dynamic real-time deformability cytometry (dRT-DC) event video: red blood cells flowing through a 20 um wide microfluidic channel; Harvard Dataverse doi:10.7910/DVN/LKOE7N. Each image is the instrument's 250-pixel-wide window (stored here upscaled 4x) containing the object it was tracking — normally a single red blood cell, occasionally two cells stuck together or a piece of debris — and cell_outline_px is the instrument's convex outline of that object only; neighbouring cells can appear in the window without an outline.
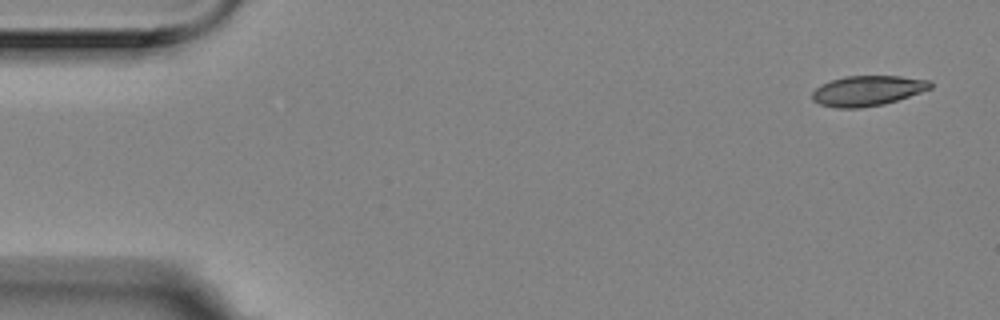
{"species": "Egyptian fruit bat (a non-hibernating species)", "species_latin": "Rousettus aegyptiacus", "temperature_condition": "room temperature", "stored_images_in_passage": 6, "camera_frame_rate_fps": 3000, "um_per_image_px": 0.085, "animal": {"sex": "female"}, "frame": {"image": 1, "passage_image": 1, "time_ms": 0.0, "image_size_px": [1000, 320], "cell_outline_px": [[932, 88], [884, 104], [860, 108], [836, 108], [820, 104], [812, 100], [812, 92], [820, 84], [844, 76], [900, 76], [928, 80], [932, 84]], "centroid_in_image_um": [73.7, 7.71], "position_along_channel_um": 11.3, "area_um2": 20.69}}